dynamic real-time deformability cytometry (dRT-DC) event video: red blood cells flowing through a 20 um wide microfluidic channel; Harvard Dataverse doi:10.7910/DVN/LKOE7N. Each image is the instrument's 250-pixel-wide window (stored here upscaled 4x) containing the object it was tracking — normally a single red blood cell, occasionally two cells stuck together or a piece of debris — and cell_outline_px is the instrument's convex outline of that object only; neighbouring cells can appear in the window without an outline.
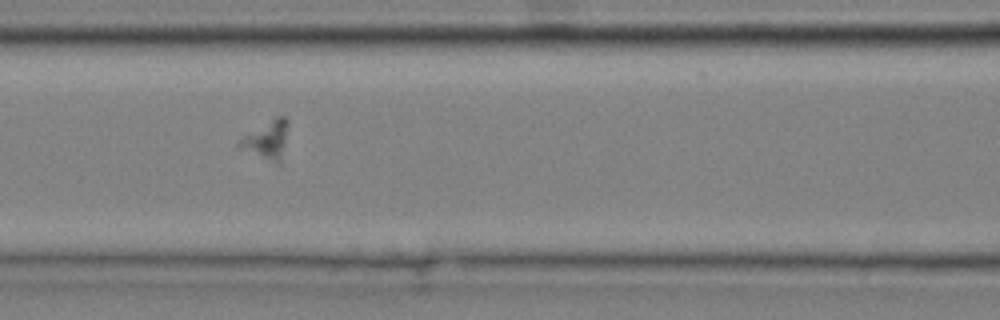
{"species": "common noctule bat (a hibernating species)", "species_latin": "Nyctalus noctula", "temperature_condition": "cold", "stored_images_in_passage": 14, "camera_frame_rate_fps": 3000, "um_per_image_px": 0.085, "animal": {"sex": "male", "body_mass_g": 20.4}, "frame": {"image": 1, "passage_image": 7, "time_ms": 2.0, "image_size_px": [1000, 320], "cell_outline_px": [[288, 124], [280, 164], [276, 164], [236, 148], [236, 144], [244, 136], [276, 116], [284, 116], [288, 120]], "centroid_in_image_um": [22.65, 11.92], "position_along_channel_um": 143.9, "area_um2": 10.81}}